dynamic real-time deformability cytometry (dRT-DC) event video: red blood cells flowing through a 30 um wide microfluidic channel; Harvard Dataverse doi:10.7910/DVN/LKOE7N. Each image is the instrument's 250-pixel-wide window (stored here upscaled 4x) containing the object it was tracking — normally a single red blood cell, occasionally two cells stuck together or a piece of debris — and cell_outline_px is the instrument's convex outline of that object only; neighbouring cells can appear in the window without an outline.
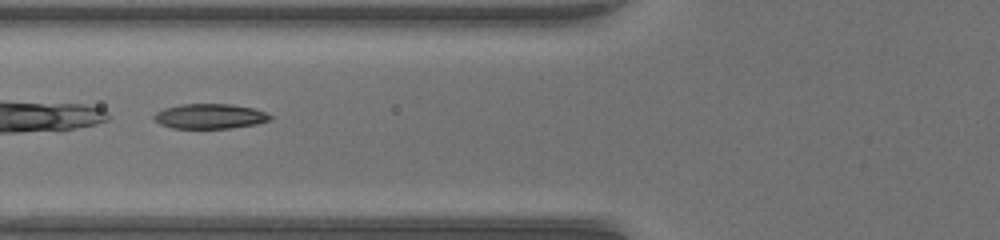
{"species": "common noctule bat (a hibernating species)", "species_latin": "Nyctalus noctula", "temperature_condition": "warm", "stored_images_in_passage": 50, "segment_of_instrument_passage": [2, 2], "camera_frame_rate_fps": 3000, "um_per_image_px": 0.085, "animal": {"sex": "female", "body_mass_g": 17.0, "forearm_length_mm": 48.0}, "frame": {"image": 1, "passage_image": 21, "time_ms": 6.667, "image_size_px": [1000, 240], "cell_outline_px": [[272, 120], [256, 124], [228, 128], [172, 128], [160, 124], [152, 116], [156, 112], [164, 108], [180, 104], [232, 104], [252, 108], [264, 112], [272, 116]], "centroid_in_image_um": [17.83, 9.88], "position_along_channel_um": 108.0, "area_um2": 16.82}}
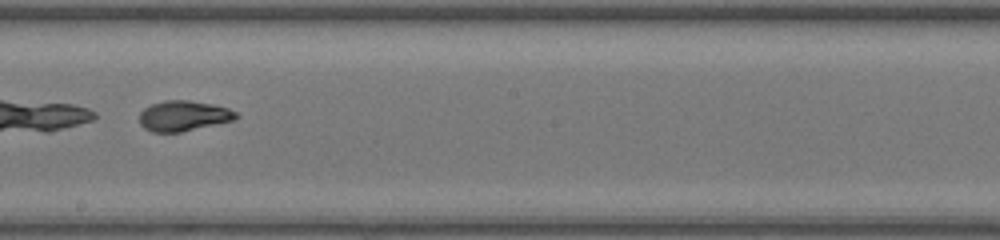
{"frame": {"image": 2, "passage_image": 30, "time_ms": 9.667, "image_size_px": [1000, 240], "cell_outline_px": [[240, 116], [232, 120], [180, 132], [152, 132], [144, 128], [140, 124], [140, 112], [144, 108], [152, 104], [164, 100], [188, 100], [212, 104], [228, 108], [236, 112]], "centroid_in_image_um": [15.57, 9.84], "position_along_channel_um": 232.6, "area_um2": 16.94}}
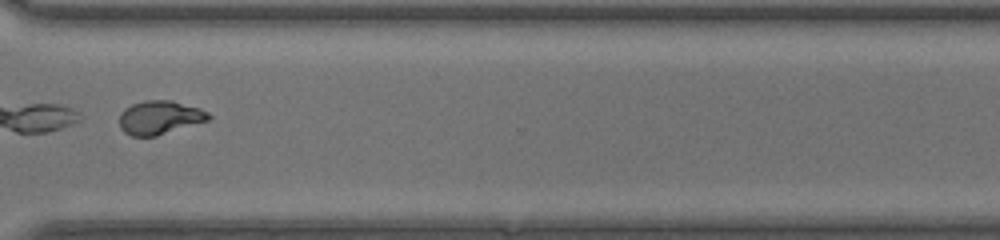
{"frame": {"image": 3, "passage_image": 39, "time_ms": 12.667, "image_size_px": [1000, 240], "cell_outline_px": [[212, 116], [208, 120], [156, 136], [132, 136], [124, 132], [120, 128], [120, 112], [124, 108], [132, 104], [144, 100], [172, 100], [200, 108], [208, 112]], "centroid_in_image_um": [13.56, 9.98], "position_along_channel_um": 357.0, "area_um2": 17.51}}